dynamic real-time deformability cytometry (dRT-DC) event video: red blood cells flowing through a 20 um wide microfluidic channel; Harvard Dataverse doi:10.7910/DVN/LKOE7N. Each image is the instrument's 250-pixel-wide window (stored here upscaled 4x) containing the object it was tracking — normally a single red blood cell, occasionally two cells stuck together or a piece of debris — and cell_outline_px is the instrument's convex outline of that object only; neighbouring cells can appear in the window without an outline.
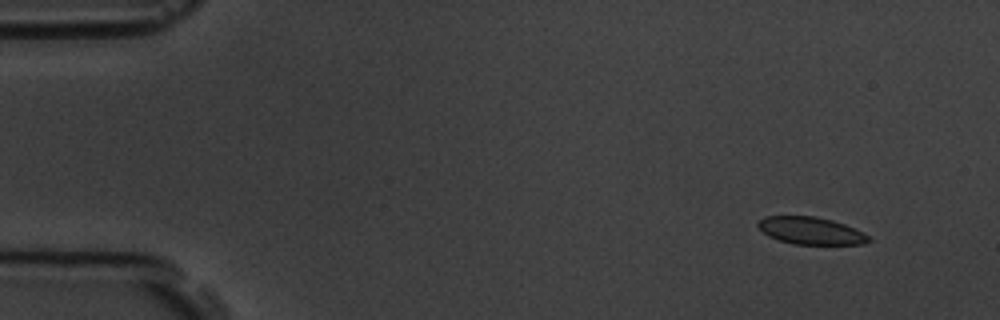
{"species": "common noctule bat (a hibernating species)", "species_latin": "Nyctalus noctula", "temperature_condition": "room temperature", "stored_images_in_passage": 5, "camera_frame_rate_fps": 3000, "um_per_image_px": 0.085, "animal": {"sex": "male", "body_mass_g": 19.5, "forearm_length_mm": 54.6}, "frame": {"image": 1, "passage_image": 1, "time_ms": 0.0, "image_size_px": [1000, 320], "cell_outline_px": [[872, 240], [864, 244], [792, 244], [768, 236], [756, 224], [764, 216], [816, 216], [832, 220], [844, 224], [868, 236]], "centroid_in_image_um": [68.89, 19.61], "position_along_channel_um": 16.1, "area_um2": 17.4}}
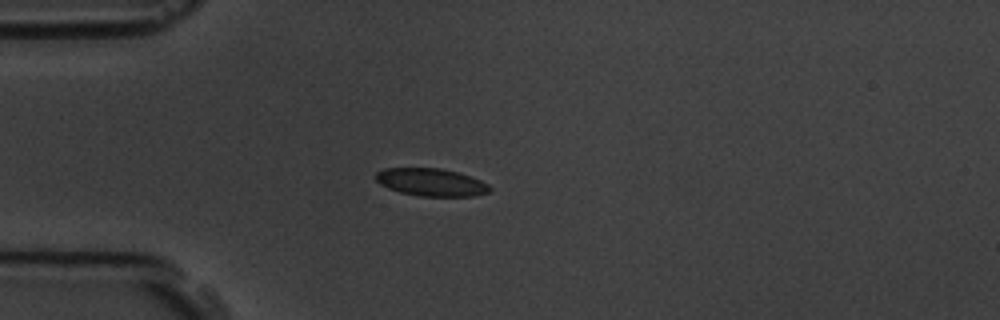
{"frame": {"image": 2, "passage_image": 4, "time_ms": 3.333, "image_size_px": [1000, 320], "cell_outline_px": [[492, 188], [488, 192], [476, 196], [420, 196], [400, 192], [388, 188], [380, 184], [376, 180], [376, 172], [384, 168], [440, 168], [460, 172], [472, 176], [488, 184]], "centroid_in_image_um": [36.67, 15.48], "position_along_channel_um": 48.3, "area_um2": 18.5}}